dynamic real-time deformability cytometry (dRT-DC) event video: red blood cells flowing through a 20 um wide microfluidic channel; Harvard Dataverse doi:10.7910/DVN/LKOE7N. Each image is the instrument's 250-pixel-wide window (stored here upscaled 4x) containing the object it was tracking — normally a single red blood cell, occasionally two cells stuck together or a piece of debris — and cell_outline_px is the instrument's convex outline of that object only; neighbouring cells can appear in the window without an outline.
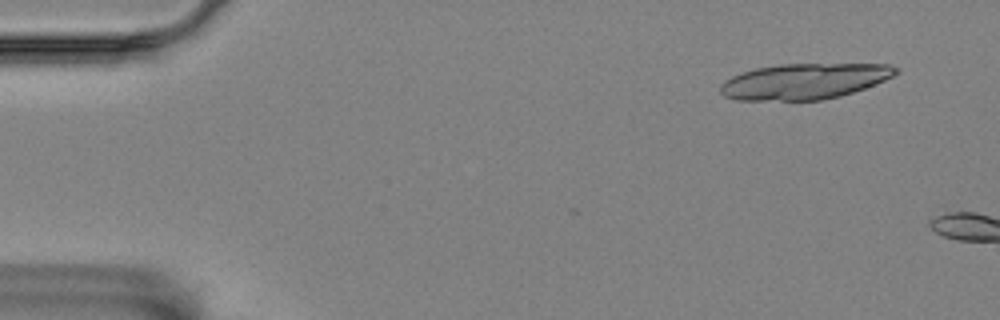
{"species": "Egyptian fruit bat (a non-hibernating species)", "species_latin": "Rousettus aegyptiacus", "temperature_condition": "room temperature", "stored_images_in_passage": 4, "camera_frame_rate_fps": 3000, "um_per_image_px": 0.085, "animal": {"sex": "female"}, "frame": {"image": 1, "passage_image": 1, "time_ms": 0.0, "image_size_px": [1000, 320], "cell_outline_px": [[900, 72], [884, 80], [864, 88], [840, 96], [820, 100], [736, 100], [724, 96], [720, 92], [720, 84], [724, 80], [732, 76], [756, 68], [780, 64], [888, 64], [900, 68]], "centroid_in_image_um": [68.36, 6.91], "position_along_channel_um": 16.6, "area_um2": 36.47}}